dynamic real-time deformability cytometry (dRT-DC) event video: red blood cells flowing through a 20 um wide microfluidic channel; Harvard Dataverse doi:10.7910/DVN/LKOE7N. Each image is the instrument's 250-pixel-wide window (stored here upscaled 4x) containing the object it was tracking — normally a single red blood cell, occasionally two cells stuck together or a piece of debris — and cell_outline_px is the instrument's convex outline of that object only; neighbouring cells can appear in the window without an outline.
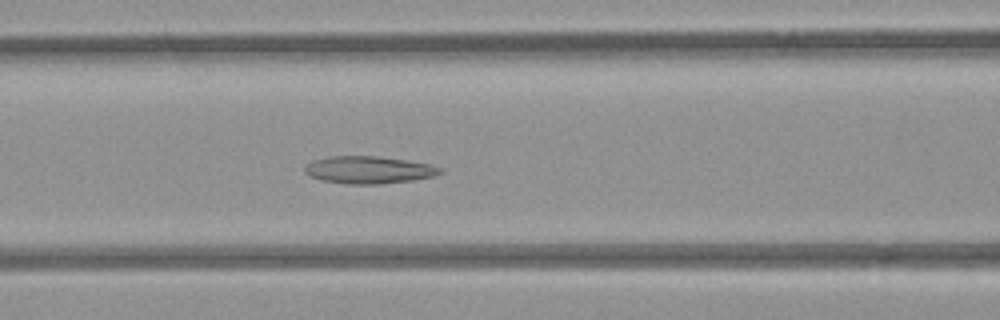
{"species": "common noctule bat (a hibernating species)", "species_latin": "Nyctalus noctula", "temperature_condition": "room temperature", "stored_images_in_passage": 52, "camera_frame_rate_fps": 3000, "um_per_image_px": 0.085, "animal": {"sex": "female", "body_mass_g": 21.9}, "frame": {"image": 1, "passage_image": 21, "time_ms": 6.667, "image_size_px": [1000, 320], "cell_outline_px": [[444, 172], [436, 176], [412, 180], [380, 184], [348, 184], [320, 180], [308, 176], [304, 172], [304, 168], [312, 160], [332, 156], [376, 156], [432, 164], [444, 168]], "centroid_in_image_um": [31.37, 14.44], "position_along_channel_um": 135.2, "area_um2": 21.79}}
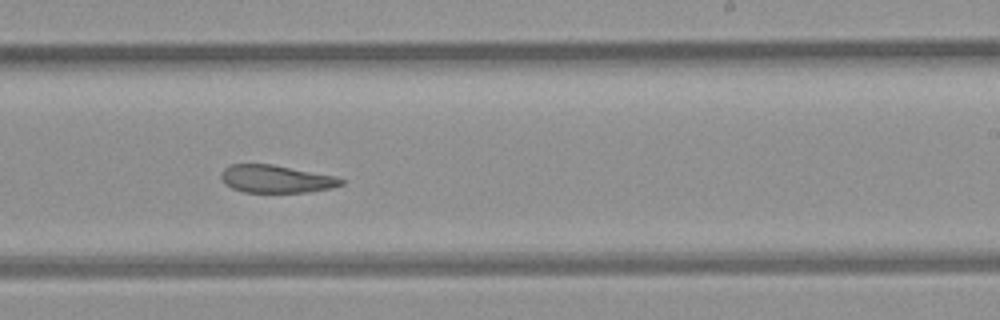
{"frame": {"image": 2, "passage_image": 31, "time_ms": 10.0, "image_size_px": [1000, 320], "cell_outline_px": [[344, 184], [332, 188], [308, 192], [244, 192], [232, 188], [224, 184], [220, 176], [220, 172], [224, 168], [232, 164], [272, 164], [336, 176], [344, 180]], "centroid_in_image_um": [23.46, 15.21], "position_along_channel_um": 265.5, "area_um2": 19.48}}
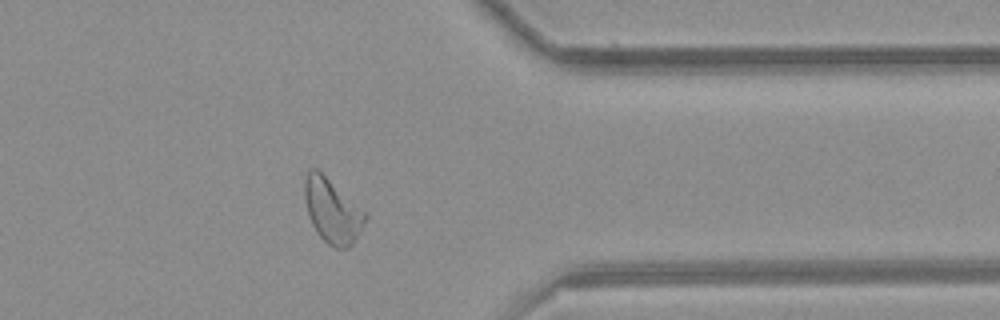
{"frame": {"image": 3, "passage_image": 41, "time_ms": 13.333, "image_size_px": [1000, 320], "cell_outline_px": [[368, 216], [360, 232], [352, 244], [348, 248], [336, 248], [328, 244], [316, 232], [308, 216], [304, 196], [304, 180], [308, 172], [312, 168], [316, 168], [368, 212]], "centroid_in_image_um": [28.26, 17.92], "position_along_channel_um": 383.1, "area_um2": 22.83}, "authors_computed_cell_mechanics": {"area_um2": 23.4957, "velocity_mm_per_s": 3.9157, "shape_relaxation_time_tau1_ms": null, "shape_relaxation_time_tau2_ms": 3.4837, "deformation_change_tau1": null, "deformation_change_tau2": 0.1127}}